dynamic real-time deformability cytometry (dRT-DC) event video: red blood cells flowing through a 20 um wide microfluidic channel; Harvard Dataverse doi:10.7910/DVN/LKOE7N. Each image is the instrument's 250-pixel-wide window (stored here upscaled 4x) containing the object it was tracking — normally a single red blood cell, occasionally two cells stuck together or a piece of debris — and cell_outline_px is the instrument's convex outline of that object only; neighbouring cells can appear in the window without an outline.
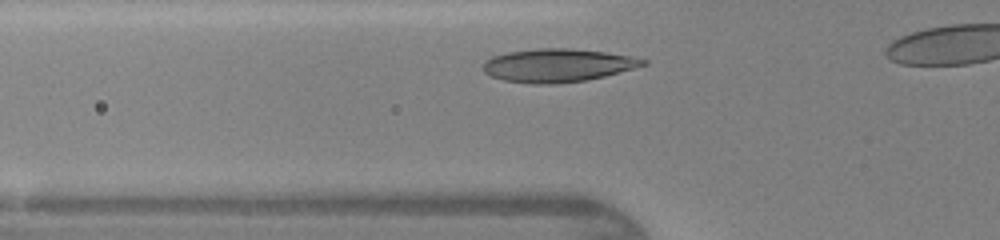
{"species": "human", "species_latin": "Homo sapiens", "temperature_condition": "warm", "stored_images_in_passage": 7, "camera_frame_rate_fps": 3000, "um_per_image_px": 0.085, "donor": {"sex": "female"}, "frame": {"image": 1, "passage_image": 4, "time_ms": 1.0, "image_size_px": [1000, 240], "cell_outline_px": [[648, 64], [604, 76], [584, 80], [552, 84], [532, 84], [504, 80], [492, 76], [484, 72], [484, 64], [492, 56], [508, 52], [536, 48], [568, 48], [604, 52], [628, 56], [648, 60]], "centroid_in_image_um": [47.39, 5.55], "position_along_channel_um": 78.4, "area_um2": 30.58}}
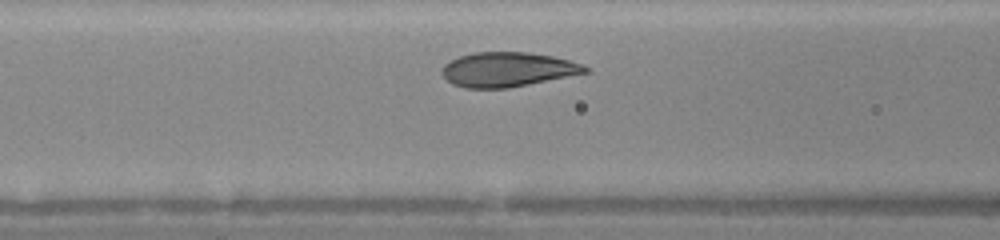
{"frame": {"image": 2, "passage_image": 7, "time_ms": 2.0, "image_size_px": [1000, 240], "cell_outline_px": [[588, 72], [508, 88], [464, 88], [452, 84], [440, 72], [440, 68], [448, 60], [460, 56], [476, 52], [528, 52], [552, 56], [584, 64], [588, 68]], "centroid_in_image_um": [43.09, 5.9], "position_along_channel_um": 123.5, "area_um2": 28.78}}